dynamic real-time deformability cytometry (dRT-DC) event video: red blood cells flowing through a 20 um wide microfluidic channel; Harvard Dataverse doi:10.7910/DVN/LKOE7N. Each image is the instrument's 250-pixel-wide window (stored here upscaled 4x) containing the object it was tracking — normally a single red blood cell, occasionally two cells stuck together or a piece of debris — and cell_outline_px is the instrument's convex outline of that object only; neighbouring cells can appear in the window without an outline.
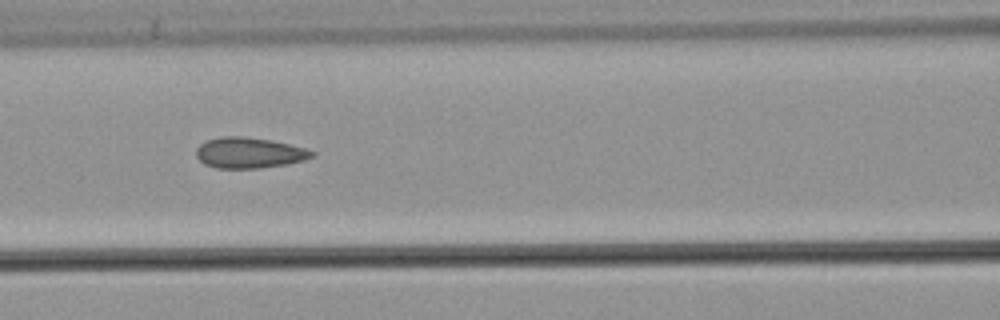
{"species": "common noctule bat (a hibernating species)", "species_latin": "Nyctalus noctula", "temperature_condition": "warm", "stored_images_in_passage": 52, "camera_frame_rate_fps": 3000, "um_per_image_px": 0.085, "animal": {"sex": "male", "body_mass_g": 21.5, "forearm_length_mm": 52.0}, "frame": {"image": 1, "passage_image": 23, "time_ms": 7.333, "image_size_px": [1000, 320], "cell_outline_px": [[316, 156], [304, 160], [288, 164], [260, 168], [216, 168], [204, 164], [196, 156], [196, 148], [204, 140], [220, 136], [244, 136], [272, 140], [304, 148], [316, 152]], "centroid_in_image_um": [21.17, 12.98], "position_along_channel_um": 145.4, "area_um2": 20.98}, "authors_computed_cell_mechanics": {"area_um2": 20.6057, "velocity_mm_per_s": 3.8743, "shape_relaxation_time_tau1_ms": null, "shape_relaxation_time_tau2_ms": 2.4222, "deformation_change_tau1": null, "deformation_change_tau2": 0.0726}}